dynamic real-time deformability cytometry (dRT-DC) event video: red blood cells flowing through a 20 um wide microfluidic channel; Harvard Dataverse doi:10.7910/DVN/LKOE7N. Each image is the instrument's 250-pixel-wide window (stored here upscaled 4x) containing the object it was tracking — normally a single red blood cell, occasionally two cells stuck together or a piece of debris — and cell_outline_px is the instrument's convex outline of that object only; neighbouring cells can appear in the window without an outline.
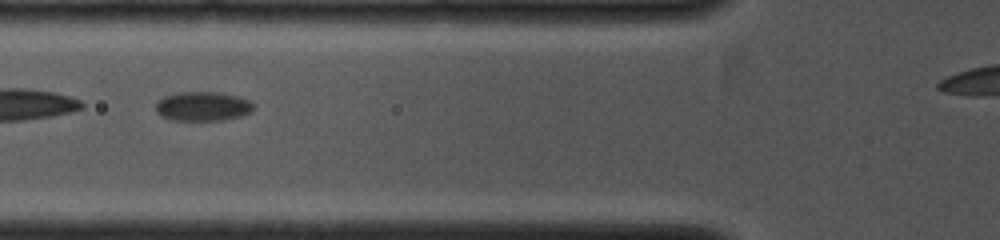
{"species": "common noctule bat (a hibernating species)", "species_latin": "Nyctalus noctula", "temperature_condition": "cold", "stored_images_in_passage": 11, "camera_frame_rate_fps": 4000, "um_per_image_px": 0.085, "animal": {"sex": "female", "body_mass_g": 19.0, "forearm_length_mm": 53.3}, "frame": {"image": 1, "passage_image": 5, "time_ms": 1.25, "image_size_px": [1000, 240], "cell_outline_px": [[252, 112], [240, 116], [224, 120], [172, 120], [160, 116], [156, 112], [156, 104], [164, 96], [180, 92], [216, 92], [236, 96], [252, 100]], "centroid_in_image_um": [17.23, 9.04], "position_along_channel_um": 108.6, "area_um2": 16.65}}
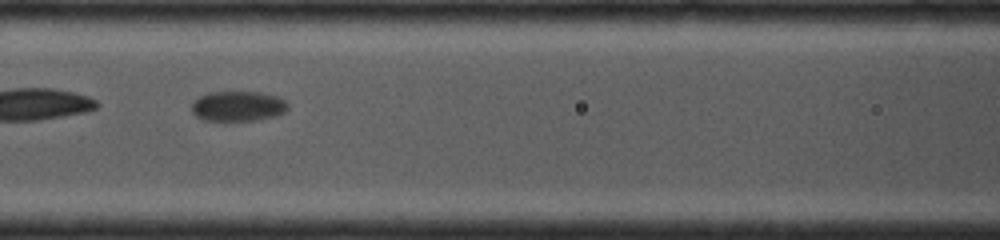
{"frame": {"image": 2, "passage_image": 7, "time_ms": 2.0, "image_size_px": [1000, 240], "cell_outline_px": [[288, 108], [284, 112], [276, 116], [256, 120], [204, 120], [196, 116], [192, 112], [192, 104], [200, 96], [208, 92], [256, 92], [276, 96], [284, 100], [288, 104]], "centroid_in_image_um": [20.23, 9.02], "position_along_channel_um": 146.4, "area_um2": 16.7}}
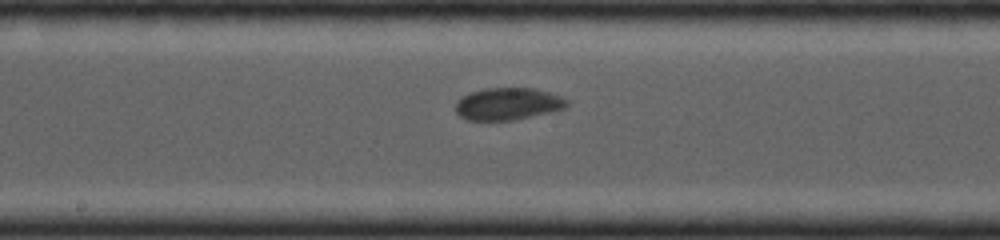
{"frame": {"image": 3, "passage_image": 11, "time_ms": 4.75, "image_size_px": [1000, 240], "cell_outline_px": [[568, 104], [564, 108], [548, 112], [512, 120], [468, 120], [460, 116], [456, 112], [456, 100], [472, 92], [484, 88], [532, 88], [548, 92], [560, 96], [568, 100]], "centroid_in_image_um": [43.14, 8.82], "position_along_channel_um": 205.1, "area_um2": 20.58}}